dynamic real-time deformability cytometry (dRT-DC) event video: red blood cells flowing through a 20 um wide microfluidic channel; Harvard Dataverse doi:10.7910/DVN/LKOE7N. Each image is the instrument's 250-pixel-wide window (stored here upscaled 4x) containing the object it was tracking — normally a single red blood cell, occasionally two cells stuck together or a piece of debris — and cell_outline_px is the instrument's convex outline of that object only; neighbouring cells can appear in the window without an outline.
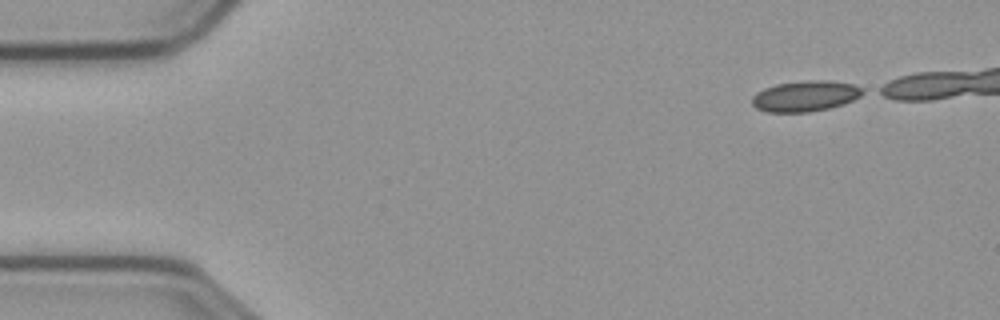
{"species": "common noctule bat (a hibernating species)", "species_latin": "Nyctalus noctula", "temperature_condition": "cold", "stored_images_in_passage": 27, "camera_frame_rate_fps": 3000, "um_per_image_px": 0.085, "animal": {"sex": "male", "body_mass_g": 23.1, "forearm_length_mm": 52.7}, "frame": {"image": 1, "passage_image": 1, "time_ms": 0.0, "image_size_px": [1000, 320], "cell_outline_px": [[868, 92], [844, 104], [828, 108], [808, 112], [768, 112], [756, 108], [752, 104], [752, 96], [756, 92], [764, 88], [776, 84], [808, 80], [832, 80], [856, 84], [864, 88]], "centroid_in_image_um": [68.5, 8.15], "position_along_channel_um": 16.5, "area_um2": 20.11}}
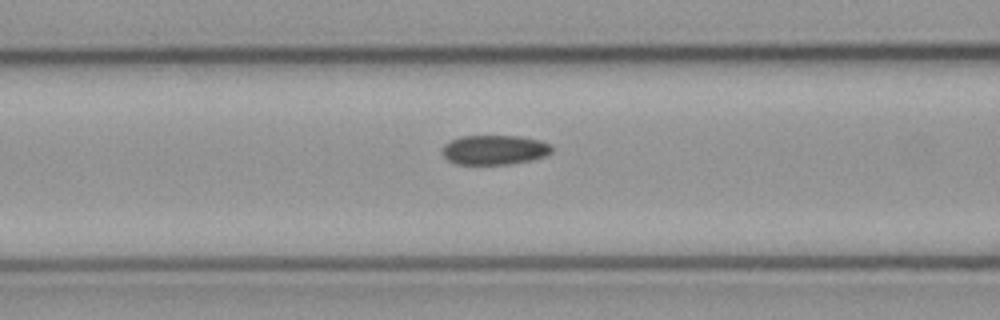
{"frame": {"image": 2, "passage_image": 18, "time_ms": 5.667, "image_size_px": [1000, 320], "cell_outline_px": [[552, 152], [544, 156], [532, 160], [508, 164], [456, 164], [448, 160], [440, 152], [444, 144], [460, 136], [520, 136], [540, 140], [552, 144]], "centroid_in_image_um": [42.03, 12.73], "position_along_channel_um": 124.6, "area_um2": 19.02}}
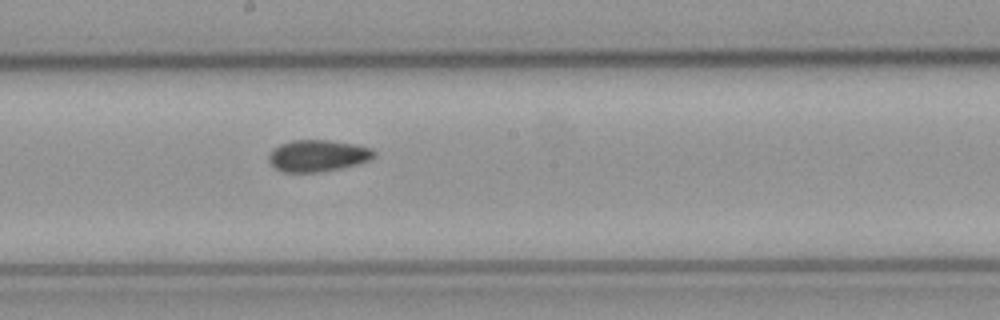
{"frame": {"image": 3, "passage_image": 26, "time_ms": 8.333, "image_size_px": [1000, 320], "cell_outline_px": [[376, 156], [368, 160], [356, 164], [340, 168], [316, 172], [284, 172], [276, 168], [268, 160], [268, 156], [280, 144], [292, 140], [328, 140], [352, 144], [372, 148], [376, 152]], "centroid_in_image_um": [27.02, 13.23], "position_along_channel_um": 221.2, "area_um2": 19.13}}